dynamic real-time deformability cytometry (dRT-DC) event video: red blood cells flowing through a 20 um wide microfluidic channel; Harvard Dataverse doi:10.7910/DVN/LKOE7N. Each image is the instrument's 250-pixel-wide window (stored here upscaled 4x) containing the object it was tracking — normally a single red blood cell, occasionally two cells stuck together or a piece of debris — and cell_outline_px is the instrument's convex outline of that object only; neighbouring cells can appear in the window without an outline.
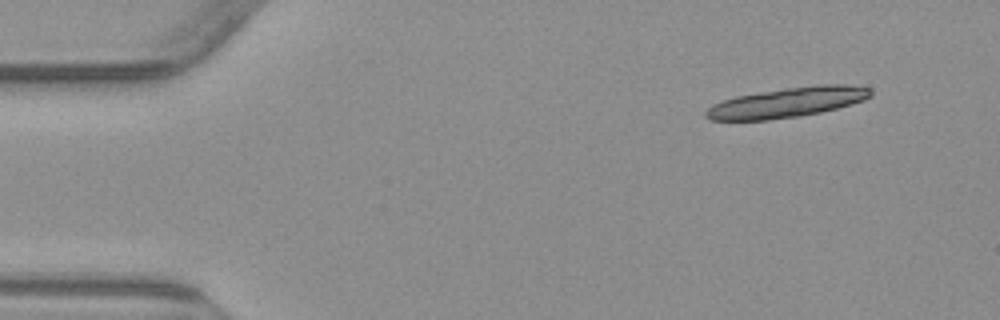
{"species": "common noctule bat (a hibernating species)", "species_latin": "Nyctalus noctula", "temperature_condition": "warm", "stored_images_in_passage": 4, "camera_frame_rate_fps": 3000, "um_per_image_px": 0.085, "animal": {"sex": "male", "body_mass_g": 23.1, "forearm_length_mm": 52.7}, "frame": {"image": 1, "passage_image": 1, "time_ms": 0.0, "image_size_px": [1000, 320], "cell_outline_px": [[872, 96], [864, 100], [852, 104], [820, 112], [800, 116], [768, 120], [712, 120], [704, 116], [704, 112], [712, 104], [736, 96], [784, 88], [816, 84], [848, 84], [872, 88]], "centroid_in_image_um": [66.95, 8.7], "position_along_channel_um": 18.0, "area_um2": 28.9}}
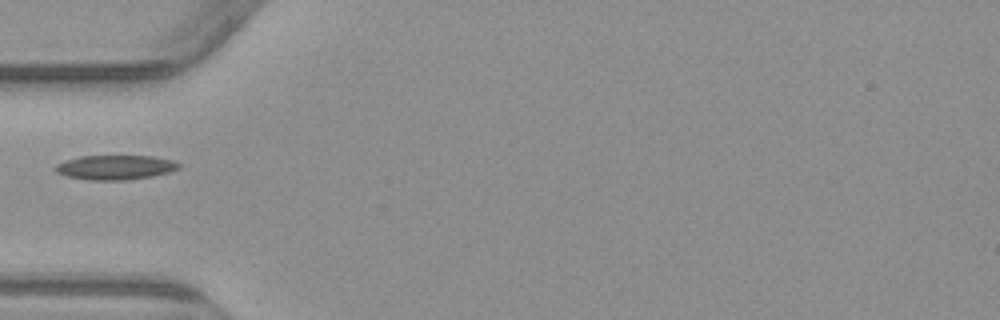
{"frame": {"image": 2, "passage_image": 4, "time_ms": 4.333, "image_size_px": [1000, 320], "cell_outline_px": [[180, 168], [168, 172], [152, 176], [124, 180], [88, 180], [68, 176], [56, 172], [52, 168], [56, 164], [64, 160], [80, 156], [152, 156], [172, 160], [180, 164]], "centroid_in_image_um": [9.76, 14.22], "position_along_channel_um": 75.2, "area_um2": 17.63}}